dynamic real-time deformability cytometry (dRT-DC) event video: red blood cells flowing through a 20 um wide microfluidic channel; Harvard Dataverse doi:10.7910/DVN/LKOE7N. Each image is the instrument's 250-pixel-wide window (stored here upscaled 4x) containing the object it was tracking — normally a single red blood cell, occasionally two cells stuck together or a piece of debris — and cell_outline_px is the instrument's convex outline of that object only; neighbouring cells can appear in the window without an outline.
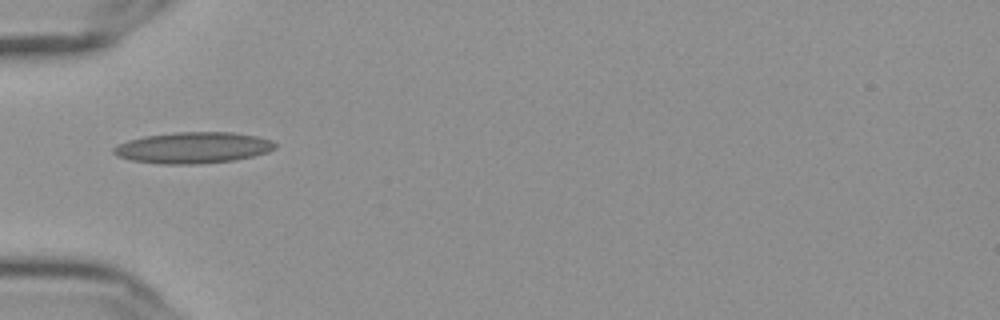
{"species": "Egyptian fruit bat (a non-hibernating species)", "species_latin": "Rousettus aegyptiacus", "temperature_condition": "cold", "stored_images_in_passage": 38, "camera_frame_rate_fps": 3000, "um_per_image_px": 0.085, "frame": {"image": 1, "passage_image": 1, "time_ms": 0.0, "image_size_px": [1000, 320], "cell_outline_px": [[276, 148], [268, 152], [252, 156], [232, 160], [196, 164], [160, 164], [132, 160], [116, 156], [112, 152], [112, 148], [128, 140], [144, 136], [172, 132], [232, 132], [256, 136], [272, 140], [276, 144]], "centroid_in_image_um": [16.4, 12.55], "position_along_channel_um": 68.6, "area_um2": 29.36}}
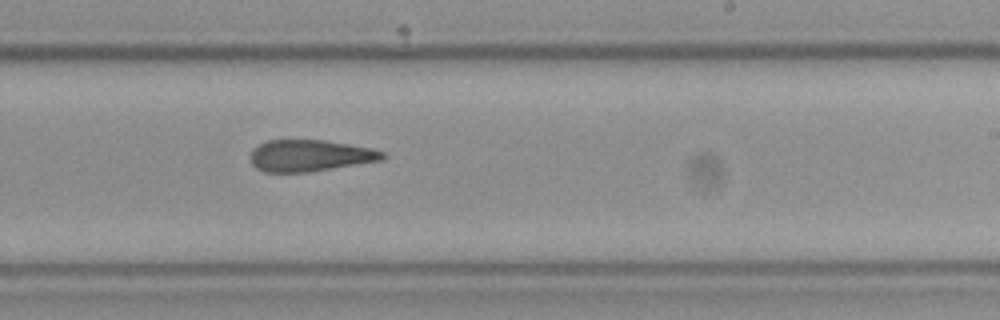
{"frame": {"image": 2, "passage_image": 17, "time_ms": 5.333, "image_size_px": [1000, 320], "cell_outline_px": [[388, 156], [384, 160], [308, 172], [264, 172], [256, 168], [252, 164], [248, 156], [252, 148], [264, 140], [324, 140], [372, 148], [384, 152]], "centroid_in_image_um": [26.32, 13.22], "position_along_channel_um": 262.7, "area_um2": 24.68}}
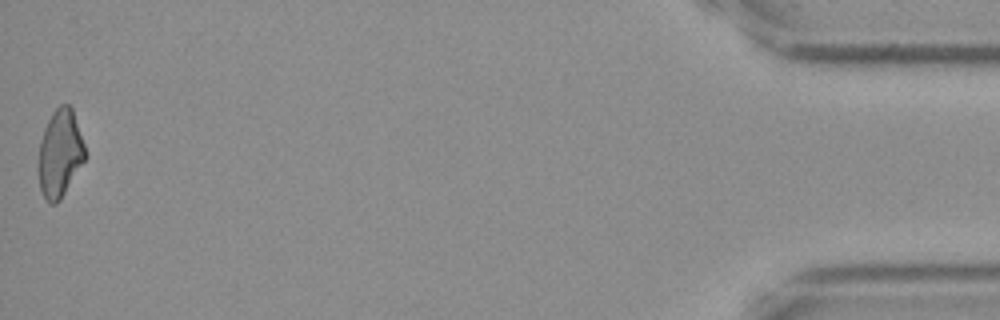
{"frame": {"image": 3, "passage_image": 38, "time_ms": 12.333, "image_size_px": [1000, 320], "cell_outline_px": [[88, 156], [60, 200], [56, 204], [48, 204], [40, 188], [36, 168], [40, 140], [44, 128], [52, 112], [60, 104], [68, 104], [72, 108], [88, 152]], "centroid_in_image_um": [5.1, 13.06], "position_along_channel_um": 430.1, "area_um2": 24.51}, "authors_computed_cell_mechanics": {"area_um2": 25.2008, "velocity_mm_per_s": 3.6449, "shape_relaxation_time_tau1_ms": null, "shape_relaxation_time_tau2_ms": 4.5142, "deformation_change_tau1": null, "deformation_change_tau2": 0.161}}